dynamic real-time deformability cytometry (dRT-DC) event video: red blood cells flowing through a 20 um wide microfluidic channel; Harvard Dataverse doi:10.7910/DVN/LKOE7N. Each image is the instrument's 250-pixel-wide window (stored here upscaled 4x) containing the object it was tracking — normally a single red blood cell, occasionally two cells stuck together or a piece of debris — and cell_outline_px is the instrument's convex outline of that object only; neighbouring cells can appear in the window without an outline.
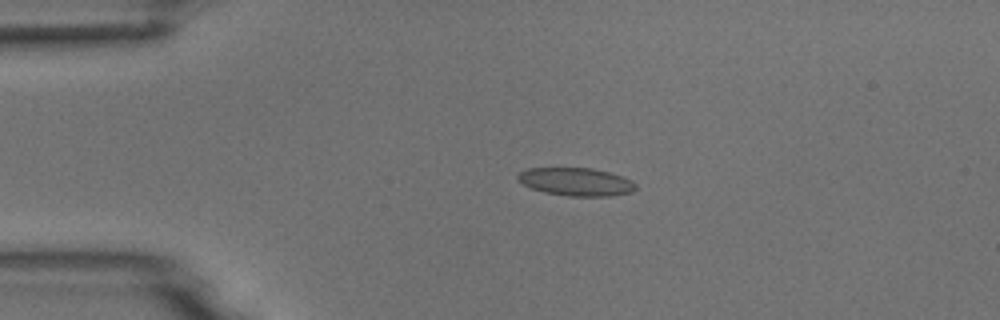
{"species": "common noctule bat (a hibernating species)", "species_latin": "Nyctalus noctula", "temperature_condition": "room temperature", "stored_images_in_passage": 5, "camera_frame_rate_fps": 3000, "um_per_image_px": 0.085, "animal": {"sex": "male", "body_mass_g": 18.8}, "frame": {"image": 1, "passage_image": 4, "time_ms": 3.333, "image_size_px": [1000, 320], "cell_outline_px": [[636, 188], [632, 192], [608, 196], [568, 196], [544, 192], [532, 188], [516, 180], [516, 176], [520, 172], [528, 168], [592, 168], [608, 172], [632, 180], [636, 184]], "centroid_in_image_um": [48.95, 15.45], "position_along_channel_um": 36.0, "area_um2": 19.19}}